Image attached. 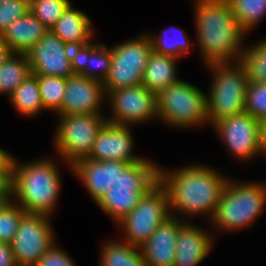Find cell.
I'll return each instance as SVG.
<instances>
[{"mask_svg": "<svg viewBox=\"0 0 266 266\" xmlns=\"http://www.w3.org/2000/svg\"><path fill=\"white\" fill-rule=\"evenodd\" d=\"M101 247L99 266H146L139 246L111 240Z\"/></svg>", "mask_w": 266, "mask_h": 266, "instance_id": "603a6c76", "label": "cell"}, {"mask_svg": "<svg viewBox=\"0 0 266 266\" xmlns=\"http://www.w3.org/2000/svg\"><path fill=\"white\" fill-rule=\"evenodd\" d=\"M161 35L148 34L152 49L163 55L172 56L177 59L186 56L190 49V40L183 29L178 27H168L160 32Z\"/></svg>", "mask_w": 266, "mask_h": 266, "instance_id": "4316f807", "label": "cell"}, {"mask_svg": "<svg viewBox=\"0 0 266 266\" xmlns=\"http://www.w3.org/2000/svg\"><path fill=\"white\" fill-rule=\"evenodd\" d=\"M212 127L235 159L244 162L262 155L260 121L247 112L224 118Z\"/></svg>", "mask_w": 266, "mask_h": 266, "instance_id": "4fadbf2b", "label": "cell"}, {"mask_svg": "<svg viewBox=\"0 0 266 266\" xmlns=\"http://www.w3.org/2000/svg\"><path fill=\"white\" fill-rule=\"evenodd\" d=\"M159 167L147 158L133 164L117 160V179L96 204L118 223L159 182Z\"/></svg>", "mask_w": 266, "mask_h": 266, "instance_id": "277c9868", "label": "cell"}, {"mask_svg": "<svg viewBox=\"0 0 266 266\" xmlns=\"http://www.w3.org/2000/svg\"><path fill=\"white\" fill-rule=\"evenodd\" d=\"M6 202L2 199H0V209L3 207V205L5 204Z\"/></svg>", "mask_w": 266, "mask_h": 266, "instance_id": "b9f144b4", "label": "cell"}, {"mask_svg": "<svg viewBox=\"0 0 266 266\" xmlns=\"http://www.w3.org/2000/svg\"><path fill=\"white\" fill-rule=\"evenodd\" d=\"M86 63V69L80 75L103 83L111 68L112 55L110 48L102 42L90 41L89 58H87Z\"/></svg>", "mask_w": 266, "mask_h": 266, "instance_id": "f1b7e54d", "label": "cell"}, {"mask_svg": "<svg viewBox=\"0 0 266 266\" xmlns=\"http://www.w3.org/2000/svg\"><path fill=\"white\" fill-rule=\"evenodd\" d=\"M94 202L107 192L117 179V160H93L83 158L71 166Z\"/></svg>", "mask_w": 266, "mask_h": 266, "instance_id": "d6986e66", "label": "cell"}, {"mask_svg": "<svg viewBox=\"0 0 266 266\" xmlns=\"http://www.w3.org/2000/svg\"><path fill=\"white\" fill-rule=\"evenodd\" d=\"M0 199L13 200V172H0Z\"/></svg>", "mask_w": 266, "mask_h": 266, "instance_id": "8d00e7d4", "label": "cell"}, {"mask_svg": "<svg viewBox=\"0 0 266 266\" xmlns=\"http://www.w3.org/2000/svg\"><path fill=\"white\" fill-rule=\"evenodd\" d=\"M171 216L168 192L158 182L117 227L124 232L123 241L140 247Z\"/></svg>", "mask_w": 266, "mask_h": 266, "instance_id": "9c48e42d", "label": "cell"}, {"mask_svg": "<svg viewBox=\"0 0 266 266\" xmlns=\"http://www.w3.org/2000/svg\"><path fill=\"white\" fill-rule=\"evenodd\" d=\"M9 99L13 107L25 117H36L44 111L38 79L33 74L15 89Z\"/></svg>", "mask_w": 266, "mask_h": 266, "instance_id": "d4e9b609", "label": "cell"}, {"mask_svg": "<svg viewBox=\"0 0 266 266\" xmlns=\"http://www.w3.org/2000/svg\"><path fill=\"white\" fill-rule=\"evenodd\" d=\"M133 39L110 47L112 63L103 82L105 93L112 90L137 86L142 83L152 42L146 32Z\"/></svg>", "mask_w": 266, "mask_h": 266, "instance_id": "30bf717a", "label": "cell"}, {"mask_svg": "<svg viewBox=\"0 0 266 266\" xmlns=\"http://www.w3.org/2000/svg\"><path fill=\"white\" fill-rule=\"evenodd\" d=\"M158 119L178 129L208 123L206 93L197 86L178 80L156 95Z\"/></svg>", "mask_w": 266, "mask_h": 266, "instance_id": "52a82bcc", "label": "cell"}, {"mask_svg": "<svg viewBox=\"0 0 266 266\" xmlns=\"http://www.w3.org/2000/svg\"><path fill=\"white\" fill-rule=\"evenodd\" d=\"M36 266H76L72 258L62 248L53 245Z\"/></svg>", "mask_w": 266, "mask_h": 266, "instance_id": "e575fe53", "label": "cell"}, {"mask_svg": "<svg viewBox=\"0 0 266 266\" xmlns=\"http://www.w3.org/2000/svg\"><path fill=\"white\" fill-rule=\"evenodd\" d=\"M70 65L73 74H81L86 69L89 58V43L70 45Z\"/></svg>", "mask_w": 266, "mask_h": 266, "instance_id": "d590c367", "label": "cell"}, {"mask_svg": "<svg viewBox=\"0 0 266 266\" xmlns=\"http://www.w3.org/2000/svg\"><path fill=\"white\" fill-rule=\"evenodd\" d=\"M29 12V0H7L0 4V35L11 25Z\"/></svg>", "mask_w": 266, "mask_h": 266, "instance_id": "836d02e7", "label": "cell"}, {"mask_svg": "<svg viewBox=\"0 0 266 266\" xmlns=\"http://www.w3.org/2000/svg\"><path fill=\"white\" fill-rule=\"evenodd\" d=\"M40 88L41 101L44 110L57 115L63 103L66 89V79L59 76H36Z\"/></svg>", "mask_w": 266, "mask_h": 266, "instance_id": "f546056e", "label": "cell"}, {"mask_svg": "<svg viewBox=\"0 0 266 266\" xmlns=\"http://www.w3.org/2000/svg\"><path fill=\"white\" fill-rule=\"evenodd\" d=\"M49 31L29 10L24 16L11 23L0 35L13 53H26Z\"/></svg>", "mask_w": 266, "mask_h": 266, "instance_id": "ffe728a7", "label": "cell"}, {"mask_svg": "<svg viewBox=\"0 0 266 266\" xmlns=\"http://www.w3.org/2000/svg\"><path fill=\"white\" fill-rule=\"evenodd\" d=\"M241 29L248 34L266 15V0H228Z\"/></svg>", "mask_w": 266, "mask_h": 266, "instance_id": "83f0119b", "label": "cell"}, {"mask_svg": "<svg viewBox=\"0 0 266 266\" xmlns=\"http://www.w3.org/2000/svg\"><path fill=\"white\" fill-rule=\"evenodd\" d=\"M196 40L204 65L236 63L246 33L228 0H194Z\"/></svg>", "mask_w": 266, "mask_h": 266, "instance_id": "7a4b0ae2", "label": "cell"}, {"mask_svg": "<svg viewBox=\"0 0 266 266\" xmlns=\"http://www.w3.org/2000/svg\"><path fill=\"white\" fill-rule=\"evenodd\" d=\"M106 103L111 106L112 114L106 116L110 124L132 126L158 119L156 94L142 84L110 91Z\"/></svg>", "mask_w": 266, "mask_h": 266, "instance_id": "7c38bea8", "label": "cell"}, {"mask_svg": "<svg viewBox=\"0 0 266 266\" xmlns=\"http://www.w3.org/2000/svg\"><path fill=\"white\" fill-rule=\"evenodd\" d=\"M50 216L26 213L12 240L11 250L18 266H36L56 243Z\"/></svg>", "mask_w": 266, "mask_h": 266, "instance_id": "8fae6325", "label": "cell"}, {"mask_svg": "<svg viewBox=\"0 0 266 266\" xmlns=\"http://www.w3.org/2000/svg\"><path fill=\"white\" fill-rule=\"evenodd\" d=\"M214 238L202 227L181 219L174 266H197L213 249Z\"/></svg>", "mask_w": 266, "mask_h": 266, "instance_id": "e0dca14e", "label": "cell"}, {"mask_svg": "<svg viewBox=\"0 0 266 266\" xmlns=\"http://www.w3.org/2000/svg\"><path fill=\"white\" fill-rule=\"evenodd\" d=\"M255 43L243 46L237 62L244 69L249 83H264L266 82V38Z\"/></svg>", "mask_w": 266, "mask_h": 266, "instance_id": "484cf974", "label": "cell"}, {"mask_svg": "<svg viewBox=\"0 0 266 266\" xmlns=\"http://www.w3.org/2000/svg\"><path fill=\"white\" fill-rule=\"evenodd\" d=\"M131 126L106 123L94 140L87 158L93 160H118L130 164L140 162L144 158L134 155V138Z\"/></svg>", "mask_w": 266, "mask_h": 266, "instance_id": "2e32d148", "label": "cell"}, {"mask_svg": "<svg viewBox=\"0 0 266 266\" xmlns=\"http://www.w3.org/2000/svg\"><path fill=\"white\" fill-rule=\"evenodd\" d=\"M5 1H7V0H0V4L3 3V2H5Z\"/></svg>", "mask_w": 266, "mask_h": 266, "instance_id": "7bdbcfd3", "label": "cell"}, {"mask_svg": "<svg viewBox=\"0 0 266 266\" xmlns=\"http://www.w3.org/2000/svg\"><path fill=\"white\" fill-rule=\"evenodd\" d=\"M93 23L83 11L74 8L72 3L50 30L68 45H80L92 41Z\"/></svg>", "mask_w": 266, "mask_h": 266, "instance_id": "44dd1931", "label": "cell"}, {"mask_svg": "<svg viewBox=\"0 0 266 266\" xmlns=\"http://www.w3.org/2000/svg\"><path fill=\"white\" fill-rule=\"evenodd\" d=\"M13 52L0 37V66L5 62Z\"/></svg>", "mask_w": 266, "mask_h": 266, "instance_id": "60d3db41", "label": "cell"}, {"mask_svg": "<svg viewBox=\"0 0 266 266\" xmlns=\"http://www.w3.org/2000/svg\"><path fill=\"white\" fill-rule=\"evenodd\" d=\"M228 176L208 165L190 164L173 171L159 167V182L169 196L170 213L179 219L215 214Z\"/></svg>", "mask_w": 266, "mask_h": 266, "instance_id": "6da1fadb", "label": "cell"}, {"mask_svg": "<svg viewBox=\"0 0 266 266\" xmlns=\"http://www.w3.org/2000/svg\"><path fill=\"white\" fill-rule=\"evenodd\" d=\"M245 112L259 121L266 119V82L248 84Z\"/></svg>", "mask_w": 266, "mask_h": 266, "instance_id": "d6a6232c", "label": "cell"}, {"mask_svg": "<svg viewBox=\"0 0 266 266\" xmlns=\"http://www.w3.org/2000/svg\"><path fill=\"white\" fill-rule=\"evenodd\" d=\"M236 181L229 178L210 220L219 232L252 227L266 205V182Z\"/></svg>", "mask_w": 266, "mask_h": 266, "instance_id": "5b68a950", "label": "cell"}, {"mask_svg": "<svg viewBox=\"0 0 266 266\" xmlns=\"http://www.w3.org/2000/svg\"><path fill=\"white\" fill-rule=\"evenodd\" d=\"M30 75L32 69L25 53H12L0 66V95L10 98L15 89Z\"/></svg>", "mask_w": 266, "mask_h": 266, "instance_id": "cb8c5ba5", "label": "cell"}, {"mask_svg": "<svg viewBox=\"0 0 266 266\" xmlns=\"http://www.w3.org/2000/svg\"><path fill=\"white\" fill-rule=\"evenodd\" d=\"M58 164L50 157L13 167V200L26 212L52 216L61 190Z\"/></svg>", "mask_w": 266, "mask_h": 266, "instance_id": "3957f363", "label": "cell"}, {"mask_svg": "<svg viewBox=\"0 0 266 266\" xmlns=\"http://www.w3.org/2000/svg\"><path fill=\"white\" fill-rule=\"evenodd\" d=\"M69 52L70 45L64 43L49 29L45 36L25 54L33 75L68 78L73 75Z\"/></svg>", "mask_w": 266, "mask_h": 266, "instance_id": "5bb4252c", "label": "cell"}, {"mask_svg": "<svg viewBox=\"0 0 266 266\" xmlns=\"http://www.w3.org/2000/svg\"><path fill=\"white\" fill-rule=\"evenodd\" d=\"M0 266H18L11 245L0 242Z\"/></svg>", "mask_w": 266, "mask_h": 266, "instance_id": "74e56055", "label": "cell"}, {"mask_svg": "<svg viewBox=\"0 0 266 266\" xmlns=\"http://www.w3.org/2000/svg\"><path fill=\"white\" fill-rule=\"evenodd\" d=\"M26 212L11 200L0 209V242L11 244Z\"/></svg>", "mask_w": 266, "mask_h": 266, "instance_id": "1f68e13d", "label": "cell"}, {"mask_svg": "<svg viewBox=\"0 0 266 266\" xmlns=\"http://www.w3.org/2000/svg\"><path fill=\"white\" fill-rule=\"evenodd\" d=\"M211 73V87L206 93L208 124L215 123L245 111L249 84L244 69L236 63L205 66Z\"/></svg>", "mask_w": 266, "mask_h": 266, "instance_id": "8992f818", "label": "cell"}, {"mask_svg": "<svg viewBox=\"0 0 266 266\" xmlns=\"http://www.w3.org/2000/svg\"><path fill=\"white\" fill-rule=\"evenodd\" d=\"M181 219L171 216L140 245L146 266H174Z\"/></svg>", "mask_w": 266, "mask_h": 266, "instance_id": "ac0fdd59", "label": "cell"}, {"mask_svg": "<svg viewBox=\"0 0 266 266\" xmlns=\"http://www.w3.org/2000/svg\"><path fill=\"white\" fill-rule=\"evenodd\" d=\"M71 3L70 0H29V10L50 29Z\"/></svg>", "mask_w": 266, "mask_h": 266, "instance_id": "4dcf8cb0", "label": "cell"}, {"mask_svg": "<svg viewBox=\"0 0 266 266\" xmlns=\"http://www.w3.org/2000/svg\"><path fill=\"white\" fill-rule=\"evenodd\" d=\"M178 60L152 49L141 84L157 95L160 91L180 80L177 74Z\"/></svg>", "mask_w": 266, "mask_h": 266, "instance_id": "7402d4cb", "label": "cell"}, {"mask_svg": "<svg viewBox=\"0 0 266 266\" xmlns=\"http://www.w3.org/2000/svg\"><path fill=\"white\" fill-rule=\"evenodd\" d=\"M106 93L103 83L80 74L66 79V89L61 110L57 115L102 114Z\"/></svg>", "mask_w": 266, "mask_h": 266, "instance_id": "9a60e30c", "label": "cell"}, {"mask_svg": "<svg viewBox=\"0 0 266 266\" xmlns=\"http://www.w3.org/2000/svg\"><path fill=\"white\" fill-rule=\"evenodd\" d=\"M15 157L0 147V172H13Z\"/></svg>", "mask_w": 266, "mask_h": 266, "instance_id": "f35d334b", "label": "cell"}, {"mask_svg": "<svg viewBox=\"0 0 266 266\" xmlns=\"http://www.w3.org/2000/svg\"><path fill=\"white\" fill-rule=\"evenodd\" d=\"M58 116V117H57ZM54 148L72 171L77 161L87 158L98 133L107 123L103 114L56 115Z\"/></svg>", "mask_w": 266, "mask_h": 266, "instance_id": "ba28073f", "label": "cell"}, {"mask_svg": "<svg viewBox=\"0 0 266 266\" xmlns=\"http://www.w3.org/2000/svg\"><path fill=\"white\" fill-rule=\"evenodd\" d=\"M261 154L266 157V119L260 121Z\"/></svg>", "mask_w": 266, "mask_h": 266, "instance_id": "ab89813d", "label": "cell"}]
</instances>
